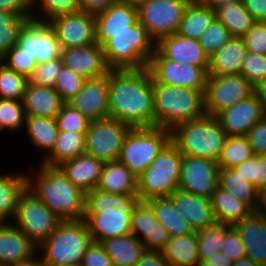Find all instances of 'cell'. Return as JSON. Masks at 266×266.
Returning <instances> with one entry per match:
<instances>
[{"label": "cell", "mask_w": 266, "mask_h": 266, "mask_svg": "<svg viewBox=\"0 0 266 266\" xmlns=\"http://www.w3.org/2000/svg\"><path fill=\"white\" fill-rule=\"evenodd\" d=\"M109 117L132 128L155 127L153 79L147 67L109 71Z\"/></svg>", "instance_id": "1"}, {"label": "cell", "mask_w": 266, "mask_h": 266, "mask_svg": "<svg viewBox=\"0 0 266 266\" xmlns=\"http://www.w3.org/2000/svg\"><path fill=\"white\" fill-rule=\"evenodd\" d=\"M138 195L108 193L95 188L86 193V222L94 242L131 234V214Z\"/></svg>", "instance_id": "2"}, {"label": "cell", "mask_w": 266, "mask_h": 266, "mask_svg": "<svg viewBox=\"0 0 266 266\" xmlns=\"http://www.w3.org/2000/svg\"><path fill=\"white\" fill-rule=\"evenodd\" d=\"M38 167L36 176L27 174V186L62 221L83 219L86 193L59 166L40 164Z\"/></svg>", "instance_id": "3"}, {"label": "cell", "mask_w": 266, "mask_h": 266, "mask_svg": "<svg viewBox=\"0 0 266 266\" xmlns=\"http://www.w3.org/2000/svg\"><path fill=\"white\" fill-rule=\"evenodd\" d=\"M111 70L142 69L156 50L155 40L138 21L121 33H96Z\"/></svg>", "instance_id": "4"}, {"label": "cell", "mask_w": 266, "mask_h": 266, "mask_svg": "<svg viewBox=\"0 0 266 266\" xmlns=\"http://www.w3.org/2000/svg\"><path fill=\"white\" fill-rule=\"evenodd\" d=\"M155 126L172 130L206 115L203 90L153 83Z\"/></svg>", "instance_id": "5"}, {"label": "cell", "mask_w": 266, "mask_h": 266, "mask_svg": "<svg viewBox=\"0 0 266 266\" xmlns=\"http://www.w3.org/2000/svg\"><path fill=\"white\" fill-rule=\"evenodd\" d=\"M228 135L216 117L204 115L183 122L171 130V141L182 155L218 161Z\"/></svg>", "instance_id": "6"}, {"label": "cell", "mask_w": 266, "mask_h": 266, "mask_svg": "<svg viewBox=\"0 0 266 266\" xmlns=\"http://www.w3.org/2000/svg\"><path fill=\"white\" fill-rule=\"evenodd\" d=\"M93 242L86 222L61 221L57 229L37 249L43 251V263L81 266L83 257Z\"/></svg>", "instance_id": "7"}, {"label": "cell", "mask_w": 266, "mask_h": 266, "mask_svg": "<svg viewBox=\"0 0 266 266\" xmlns=\"http://www.w3.org/2000/svg\"><path fill=\"white\" fill-rule=\"evenodd\" d=\"M182 167V154L170 140L158 156L138 178L140 201L170 197L178 189Z\"/></svg>", "instance_id": "8"}, {"label": "cell", "mask_w": 266, "mask_h": 266, "mask_svg": "<svg viewBox=\"0 0 266 266\" xmlns=\"http://www.w3.org/2000/svg\"><path fill=\"white\" fill-rule=\"evenodd\" d=\"M171 140V130L163 127L132 128L127 134L119 161L138 178Z\"/></svg>", "instance_id": "9"}, {"label": "cell", "mask_w": 266, "mask_h": 266, "mask_svg": "<svg viewBox=\"0 0 266 266\" xmlns=\"http://www.w3.org/2000/svg\"><path fill=\"white\" fill-rule=\"evenodd\" d=\"M12 223L37 247L44 242L62 221L26 186L19 194Z\"/></svg>", "instance_id": "10"}, {"label": "cell", "mask_w": 266, "mask_h": 266, "mask_svg": "<svg viewBox=\"0 0 266 266\" xmlns=\"http://www.w3.org/2000/svg\"><path fill=\"white\" fill-rule=\"evenodd\" d=\"M131 129L130 125L110 117L91 121L85 133V153L103 163L118 161Z\"/></svg>", "instance_id": "11"}, {"label": "cell", "mask_w": 266, "mask_h": 266, "mask_svg": "<svg viewBox=\"0 0 266 266\" xmlns=\"http://www.w3.org/2000/svg\"><path fill=\"white\" fill-rule=\"evenodd\" d=\"M254 93L255 87L241 74L208 75L204 92L206 114L216 117Z\"/></svg>", "instance_id": "12"}, {"label": "cell", "mask_w": 266, "mask_h": 266, "mask_svg": "<svg viewBox=\"0 0 266 266\" xmlns=\"http://www.w3.org/2000/svg\"><path fill=\"white\" fill-rule=\"evenodd\" d=\"M191 0H146L138 8V20L157 42L161 37L177 33Z\"/></svg>", "instance_id": "13"}, {"label": "cell", "mask_w": 266, "mask_h": 266, "mask_svg": "<svg viewBox=\"0 0 266 266\" xmlns=\"http://www.w3.org/2000/svg\"><path fill=\"white\" fill-rule=\"evenodd\" d=\"M208 68L185 65L181 62L177 63L166 59L157 49L147 65L153 83L203 90L204 92L207 84Z\"/></svg>", "instance_id": "14"}, {"label": "cell", "mask_w": 266, "mask_h": 266, "mask_svg": "<svg viewBox=\"0 0 266 266\" xmlns=\"http://www.w3.org/2000/svg\"><path fill=\"white\" fill-rule=\"evenodd\" d=\"M17 45L37 63L60 58L62 54L56 31L48 21L28 20L20 31Z\"/></svg>", "instance_id": "15"}, {"label": "cell", "mask_w": 266, "mask_h": 266, "mask_svg": "<svg viewBox=\"0 0 266 266\" xmlns=\"http://www.w3.org/2000/svg\"><path fill=\"white\" fill-rule=\"evenodd\" d=\"M220 168L216 161L182 155L178 189L205 198H211L218 187Z\"/></svg>", "instance_id": "16"}, {"label": "cell", "mask_w": 266, "mask_h": 266, "mask_svg": "<svg viewBox=\"0 0 266 266\" xmlns=\"http://www.w3.org/2000/svg\"><path fill=\"white\" fill-rule=\"evenodd\" d=\"M62 49L97 43L95 16L84 11L61 14L48 21Z\"/></svg>", "instance_id": "17"}, {"label": "cell", "mask_w": 266, "mask_h": 266, "mask_svg": "<svg viewBox=\"0 0 266 266\" xmlns=\"http://www.w3.org/2000/svg\"><path fill=\"white\" fill-rule=\"evenodd\" d=\"M89 120L109 117V73L85 79L81 90L66 102Z\"/></svg>", "instance_id": "18"}, {"label": "cell", "mask_w": 266, "mask_h": 266, "mask_svg": "<svg viewBox=\"0 0 266 266\" xmlns=\"http://www.w3.org/2000/svg\"><path fill=\"white\" fill-rule=\"evenodd\" d=\"M131 234L140 239L145 250L153 251H161L172 237L146 201H139L132 210Z\"/></svg>", "instance_id": "19"}, {"label": "cell", "mask_w": 266, "mask_h": 266, "mask_svg": "<svg viewBox=\"0 0 266 266\" xmlns=\"http://www.w3.org/2000/svg\"><path fill=\"white\" fill-rule=\"evenodd\" d=\"M63 66L85 79L107 75L111 70L98 43L62 49Z\"/></svg>", "instance_id": "20"}, {"label": "cell", "mask_w": 266, "mask_h": 266, "mask_svg": "<svg viewBox=\"0 0 266 266\" xmlns=\"http://www.w3.org/2000/svg\"><path fill=\"white\" fill-rule=\"evenodd\" d=\"M265 116L256 93L219 113L216 118L228 136H246L247 132Z\"/></svg>", "instance_id": "21"}, {"label": "cell", "mask_w": 266, "mask_h": 266, "mask_svg": "<svg viewBox=\"0 0 266 266\" xmlns=\"http://www.w3.org/2000/svg\"><path fill=\"white\" fill-rule=\"evenodd\" d=\"M37 246L13 223L0 222V266H19L32 260Z\"/></svg>", "instance_id": "22"}, {"label": "cell", "mask_w": 266, "mask_h": 266, "mask_svg": "<svg viewBox=\"0 0 266 266\" xmlns=\"http://www.w3.org/2000/svg\"><path fill=\"white\" fill-rule=\"evenodd\" d=\"M156 49L166 58L177 63L209 67L210 57L197 39L180 36L177 33L161 37Z\"/></svg>", "instance_id": "23"}, {"label": "cell", "mask_w": 266, "mask_h": 266, "mask_svg": "<svg viewBox=\"0 0 266 266\" xmlns=\"http://www.w3.org/2000/svg\"><path fill=\"white\" fill-rule=\"evenodd\" d=\"M233 226L243 242L246 257L266 266V214L253 212Z\"/></svg>", "instance_id": "24"}, {"label": "cell", "mask_w": 266, "mask_h": 266, "mask_svg": "<svg viewBox=\"0 0 266 266\" xmlns=\"http://www.w3.org/2000/svg\"><path fill=\"white\" fill-rule=\"evenodd\" d=\"M170 198L176 210L190 223L194 231L206 229L216 222L210 198L187 193L180 189L174 191Z\"/></svg>", "instance_id": "25"}, {"label": "cell", "mask_w": 266, "mask_h": 266, "mask_svg": "<svg viewBox=\"0 0 266 266\" xmlns=\"http://www.w3.org/2000/svg\"><path fill=\"white\" fill-rule=\"evenodd\" d=\"M26 115L56 118L65 103L54 87L26 84L22 99Z\"/></svg>", "instance_id": "26"}, {"label": "cell", "mask_w": 266, "mask_h": 266, "mask_svg": "<svg viewBox=\"0 0 266 266\" xmlns=\"http://www.w3.org/2000/svg\"><path fill=\"white\" fill-rule=\"evenodd\" d=\"M104 163L88 154L63 162L59 167L68 179L85 193L97 188Z\"/></svg>", "instance_id": "27"}, {"label": "cell", "mask_w": 266, "mask_h": 266, "mask_svg": "<svg viewBox=\"0 0 266 266\" xmlns=\"http://www.w3.org/2000/svg\"><path fill=\"white\" fill-rule=\"evenodd\" d=\"M247 53L243 38L231 37L223 47L210 56L208 75L240 74Z\"/></svg>", "instance_id": "28"}, {"label": "cell", "mask_w": 266, "mask_h": 266, "mask_svg": "<svg viewBox=\"0 0 266 266\" xmlns=\"http://www.w3.org/2000/svg\"><path fill=\"white\" fill-rule=\"evenodd\" d=\"M97 189L122 195H138L137 177L118 161L104 163Z\"/></svg>", "instance_id": "29"}, {"label": "cell", "mask_w": 266, "mask_h": 266, "mask_svg": "<svg viewBox=\"0 0 266 266\" xmlns=\"http://www.w3.org/2000/svg\"><path fill=\"white\" fill-rule=\"evenodd\" d=\"M96 33H121L136 24L138 8L122 0L112 4L105 12L95 16Z\"/></svg>", "instance_id": "30"}, {"label": "cell", "mask_w": 266, "mask_h": 266, "mask_svg": "<svg viewBox=\"0 0 266 266\" xmlns=\"http://www.w3.org/2000/svg\"><path fill=\"white\" fill-rule=\"evenodd\" d=\"M161 253L168 266H200L197 232L171 237Z\"/></svg>", "instance_id": "31"}, {"label": "cell", "mask_w": 266, "mask_h": 266, "mask_svg": "<svg viewBox=\"0 0 266 266\" xmlns=\"http://www.w3.org/2000/svg\"><path fill=\"white\" fill-rule=\"evenodd\" d=\"M101 244L114 266H136L145 251L144 244L133 234L108 238Z\"/></svg>", "instance_id": "32"}, {"label": "cell", "mask_w": 266, "mask_h": 266, "mask_svg": "<svg viewBox=\"0 0 266 266\" xmlns=\"http://www.w3.org/2000/svg\"><path fill=\"white\" fill-rule=\"evenodd\" d=\"M210 199L216 221L227 225L233 226L254 212L248 205L219 186Z\"/></svg>", "instance_id": "33"}, {"label": "cell", "mask_w": 266, "mask_h": 266, "mask_svg": "<svg viewBox=\"0 0 266 266\" xmlns=\"http://www.w3.org/2000/svg\"><path fill=\"white\" fill-rule=\"evenodd\" d=\"M155 217L161 222L172 237L194 233L190 223L176 210L170 197L150 198L146 201Z\"/></svg>", "instance_id": "34"}, {"label": "cell", "mask_w": 266, "mask_h": 266, "mask_svg": "<svg viewBox=\"0 0 266 266\" xmlns=\"http://www.w3.org/2000/svg\"><path fill=\"white\" fill-rule=\"evenodd\" d=\"M215 18L214 10L199 0H191L184 12L177 34L198 40Z\"/></svg>", "instance_id": "35"}, {"label": "cell", "mask_w": 266, "mask_h": 266, "mask_svg": "<svg viewBox=\"0 0 266 266\" xmlns=\"http://www.w3.org/2000/svg\"><path fill=\"white\" fill-rule=\"evenodd\" d=\"M82 154H85V133H71L59 130L52 151L44 156L40 163L49 166H59L63 162Z\"/></svg>", "instance_id": "36"}, {"label": "cell", "mask_w": 266, "mask_h": 266, "mask_svg": "<svg viewBox=\"0 0 266 266\" xmlns=\"http://www.w3.org/2000/svg\"><path fill=\"white\" fill-rule=\"evenodd\" d=\"M219 187L248 205L254 212L259 211L260 192L239 175L233 168L220 169Z\"/></svg>", "instance_id": "37"}, {"label": "cell", "mask_w": 266, "mask_h": 266, "mask_svg": "<svg viewBox=\"0 0 266 266\" xmlns=\"http://www.w3.org/2000/svg\"><path fill=\"white\" fill-rule=\"evenodd\" d=\"M215 13L216 18L227 27L231 37L242 38L256 22L242 0L222 5Z\"/></svg>", "instance_id": "38"}, {"label": "cell", "mask_w": 266, "mask_h": 266, "mask_svg": "<svg viewBox=\"0 0 266 266\" xmlns=\"http://www.w3.org/2000/svg\"><path fill=\"white\" fill-rule=\"evenodd\" d=\"M25 129L31 145L50 153L58 137L56 118L26 115Z\"/></svg>", "instance_id": "39"}, {"label": "cell", "mask_w": 266, "mask_h": 266, "mask_svg": "<svg viewBox=\"0 0 266 266\" xmlns=\"http://www.w3.org/2000/svg\"><path fill=\"white\" fill-rule=\"evenodd\" d=\"M26 186L27 174H0V222H7L10 217L13 220L19 194Z\"/></svg>", "instance_id": "40"}, {"label": "cell", "mask_w": 266, "mask_h": 266, "mask_svg": "<svg viewBox=\"0 0 266 266\" xmlns=\"http://www.w3.org/2000/svg\"><path fill=\"white\" fill-rule=\"evenodd\" d=\"M254 156L246 136H228L217 164L220 169L233 168Z\"/></svg>", "instance_id": "41"}, {"label": "cell", "mask_w": 266, "mask_h": 266, "mask_svg": "<svg viewBox=\"0 0 266 266\" xmlns=\"http://www.w3.org/2000/svg\"><path fill=\"white\" fill-rule=\"evenodd\" d=\"M30 19L0 10V58L17 44L22 27Z\"/></svg>", "instance_id": "42"}, {"label": "cell", "mask_w": 266, "mask_h": 266, "mask_svg": "<svg viewBox=\"0 0 266 266\" xmlns=\"http://www.w3.org/2000/svg\"><path fill=\"white\" fill-rule=\"evenodd\" d=\"M225 236V224L215 222L206 229L197 231L200 262L214 253L221 252Z\"/></svg>", "instance_id": "43"}, {"label": "cell", "mask_w": 266, "mask_h": 266, "mask_svg": "<svg viewBox=\"0 0 266 266\" xmlns=\"http://www.w3.org/2000/svg\"><path fill=\"white\" fill-rule=\"evenodd\" d=\"M26 113L22 100L0 98V131L25 127Z\"/></svg>", "instance_id": "44"}, {"label": "cell", "mask_w": 266, "mask_h": 266, "mask_svg": "<svg viewBox=\"0 0 266 266\" xmlns=\"http://www.w3.org/2000/svg\"><path fill=\"white\" fill-rule=\"evenodd\" d=\"M36 4L38 10L41 12L40 16L34 12L36 9ZM31 11L32 19L40 21H49L53 17L61 14H68L80 11L79 0H31ZM41 10H40V9Z\"/></svg>", "instance_id": "45"}, {"label": "cell", "mask_w": 266, "mask_h": 266, "mask_svg": "<svg viewBox=\"0 0 266 266\" xmlns=\"http://www.w3.org/2000/svg\"><path fill=\"white\" fill-rule=\"evenodd\" d=\"M27 78L0 61V98L22 100Z\"/></svg>", "instance_id": "46"}, {"label": "cell", "mask_w": 266, "mask_h": 266, "mask_svg": "<svg viewBox=\"0 0 266 266\" xmlns=\"http://www.w3.org/2000/svg\"><path fill=\"white\" fill-rule=\"evenodd\" d=\"M230 38L231 35L227 27L215 18L211 25L201 34L198 41L210 57L223 47Z\"/></svg>", "instance_id": "47"}, {"label": "cell", "mask_w": 266, "mask_h": 266, "mask_svg": "<svg viewBox=\"0 0 266 266\" xmlns=\"http://www.w3.org/2000/svg\"><path fill=\"white\" fill-rule=\"evenodd\" d=\"M58 129L71 133H86L91 120L72 108L67 103H64L56 116Z\"/></svg>", "instance_id": "48"}, {"label": "cell", "mask_w": 266, "mask_h": 266, "mask_svg": "<svg viewBox=\"0 0 266 266\" xmlns=\"http://www.w3.org/2000/svg\"><path fill=\"white\" fill-rule=\"evenodd\" d=\"M62 68L63 61L61 57L45 63H38L28 76L27 83L54 87L56 78Z\"/></svg>", "instance_id": "49"}, {"label": "cell", "mask_w": 266, "mask_h": 266, "mask_svg": "<svg viewBox=\"0 0 266 266\" xmlns=\"http://www.w3.org/2000/svg\"><path fill=\"white\" fill-rule=\"evenodd\" d=\"M1 62L26 78H28L38 64L34 57L23 52V49L17 44L1 57Z\"/></svg>", "instance_id": "50"}, {"label": "cell", "mask_w": 266, "mask_h": 266, "mask_svg": "<svg viewBox=\"0 0 266 266\" xmlns=\"http://www.w3.org/2000/svg\"><path fill=\"white\" fill-rule=\"evenodd\" d=\"M84 81L85 78L63 66L56 78L54 88L66 103L81 90Z\"/></svg>", "instance_id": "51"}, {"label": "cell", "mask_w": 266, "mask_h": 266, "mask_svg": "<svg viewBox=\"0 0 266 266\" xmlns=\"http://www.w3.org/2000/svg\"><path fill=\"white\" fill-rule=\"evenodd\" d=\"M240 74L254 87L266 80V56L249 52L244 58Z\"/></svg>", "instance_id": "52"}, {"label": "cell", "mask_w": 266, "mask_h": 266, "mask_svg": "<svg viewBox=\"0 0 266 266\" xmlns=\"http://www.w3.org/2000/svg\"><path fill=\"white\" fill-rule=\"evenodd\" d=\"M221 252L232 261H236L246 256L240 235L232 225L225 224V236Z\"/></svg>", "instance_id": "53"}, {"label": "cell", "mask_w": 266, "mask_h": 266, "mask_svg": "<svg viewBox=\"0 0 266 266\" xmlns=\"http://www.w3.org/2000/svg\"><path fill=\"white\" fill-rule=\"evenodd\" d=\"M242 38L249 52L266 56V21L255 22Z\"/></svg>", "instance_id": "54"}, {"label": "cell", "mask_w": 266, "mask_h": 266, "mask_svg": "<svg viewBox=\"0 0 266 266\" xmlns=\"http://www.w3.org/2000/svg\"><path fill=\"white\" fill-rule=\"evenodd\" d=\"M246 137L254 155H266V116L251 127Z\"/></svg>", "instance_id": "55"}, {"label": "cell", "mask_w": 266, "mask_h": 266, "mask_svg": "<svg viewBox=\"0 0 266 266\" xmlns=\"http://www.w3.org/2000/svg\"><path fill=\"white\" fill-rule=\"evenodd\" d=\"M81 266H114L100 242H92L83 257Z\"/></svg>", "instance_id": "56"}, {"label": "cell", "mask_w": 266, "mask_h": 266, "mask_svg": "<svg viewBox=\"0 0 266 266\" xmlns=\"http://www.w3.org/2000/svg\"><path fill=\"white\" fill-rule=\"evenodd\" d=\"M31 0H0V10L17 16L32 17Z\"/></svg>", "instance_id": "57"}, {"label": "cell", "mask_w": 266, "mask_h": 266, "mask_svg": "<svg viewBox=\"0 0 266 266\" xmlns=\"http://www.w3.org/2000/svg\"><path fill=\"white\" fill-rule=\"evenodd\" d=\"M118 0H79L80 11L87 12L94 16L105 12Z\"/></svg>", "instance_id": "58"}, {"label": "cell", "mask_w": 266, "mask_h": 266, "mask_svg": "<svg viewBox=\"0 0 266 266\" xmlns=\"http://www.w3.org/2000/svg\"><path fill=\"white\" fill-rule=\"evenodd\" d=\"M253 185L259 192L266 186V155H256Z\"/></svg>", "instance_id": "59"}, {"label": "cell", "mask_w": 266, "mask_h": 266, "mask_svg": "<svg viewBox=\"0 0 266 266\" xmlns=\"http://www.w3.org/2000/svg\"><path fill=\"white\" fill-rule=\"evenodd\" d=\"M256 22L266 21V0H242Z\"/></svg>", "instance_id": "60"}, {"label": "cell", "mask_w": 266, "mask_h": 266, "mask_svg": "<svg viewBox=\"0 0 266 266\" xmlns=\"http://www.w3.org/2000/svg\"><path fill=\"white\" fill-rule=\"evenodd\" d=\"M136 266H168L161 251L145 250Z\"/></svg>", "instance_id": "61"}, {"label": "cell", "mask_w": 266, "mask_h": 266, "mask_svg": "<svg viewBox=\"0 0 266 266\" xmlns=\"http://www.w3.org/2000/svg\"><path fill=\"white\" fill-rule=\"evenodd\" d=\"M256 160V155L243 161L242 163L233 167V169L243 177L244 180L253 185L254 178V161Z\"/></svg>", "instance_id": "62"}, {"label": "cell", "mask_w": 266, "mask_h": 266, "mask_svg": "<svg viewBox=\"0 0 266 266\" xmlns=\"http://www.w3.org/2000/svg\"><path fill=\"white\" fill-rule=\"evenodd\" d=\"M233 261L222 252L214 253L200 262V266H232Z\"/></svg>", "instance_id": "63"}, {"label": "cell", "mask_w": 266, "mask_h": 266, "mask_svg": "<svg viewBox=\"0 0 266 266\" xmlns=\"http://www.w3.org/2000/svg\"><path fill=\"white\" fill-rule=\"evenodd\" d=\"M255 93L258 95L266 116V80L255 87Z\"/></svg>", "instance_id": "64"}, {"label": "cell", "mask_w": 266, "mask_h": 266, "mask_svg": "<svg viewBox=\"0 0 266 266\" xmlns=\"http://www.w3.org/2000/svg\"><path fill=\"white\" fill-rule=\"evenodd\" d=\"M202 4L207 7H210L212 10L218 9L222 5H226L229 2H233L236 0H199Z\"/></svg>", "instance_id": "65"}, {"label": "cell", "mask_w": 266, "mask_h": 266, "mask_svg": "<svg viewBox=\"0 0 266 266\" xmlns=\"http://www.w3.org/2000/svg\"><path fill=\"white\" fill-rule=\"evenodd\" d=\"M232 266H261V265H259L255 261L251 260L249 257L245 256V257L240 258L236 261H233Z\"/></svg>", "instance_id": "66"}, {"label": "cell", "mask_w": 266, "mask_h": 266, "mask_svg": "<svg viewBox=\"0 0 266 266\" xmlns=\"http://www.w3.org/2000/svg\"><path fill=\"white\" fill-rule=\"evenodd\" d=\"M260 207L259 211L266 214V186L260 191Z\"/></svg>", "instance_id": "67"}, {"label": "cell", "mask_w": 266, "mask_h": 266, "mask_svg": "<svg viewBox=\"0 0 266 266\" xmlns=\"http://www.w3.org/2000/svg\"><path fill=\"white\" fill-rule=\"evenodd\" d=\"M19 266H44L43 262L41 261L40 258L38 257H34L32 260L26 262V263H23Z\"/></svg>", "instance_id": "68"}, {"label": "cell", "mask_w": 266, "mask_h": 266, "mask_svg": "<svg viewBox=\"0 0 266 266\" xmlns=\"http://www.w3.org/2000/svg\"><path fill=\"white\" fill-rule=\"evenodd\" d=\"M130 5L138 7L141 3L145 2L146 0H122Z\"/></svg>", "instance_id": "69"}, {"label": "cell", "mask_w": 266, "mask_h": 266, "mask_svg": "<svg viewBox=\"0 0 266 266\" xmlns=\"http://www.w3.org/2000/svg\"><path fill=\"white\" fill-rule=\"evenodd\" d=\"M44 266H71V265H58V264H49V263H43Z\"/></svg>", "instance_id": "70"}]
</instances>
